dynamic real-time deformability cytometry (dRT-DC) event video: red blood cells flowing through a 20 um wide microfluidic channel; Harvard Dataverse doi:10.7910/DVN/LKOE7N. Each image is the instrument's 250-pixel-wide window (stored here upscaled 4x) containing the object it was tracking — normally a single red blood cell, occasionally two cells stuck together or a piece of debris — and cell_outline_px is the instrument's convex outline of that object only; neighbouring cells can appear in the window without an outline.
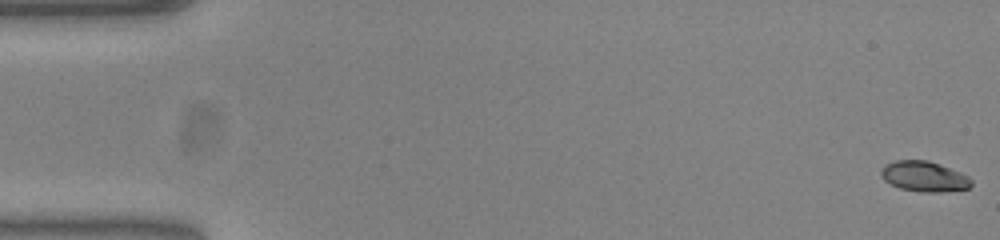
{"species": "common noctule bat (a hibernating species)", "species_latin": "Nyctalus noctula", "temperature_condition": "warm", "stored_images_in_passage": 15, "camera_frame_rate_fps": 3000, "um_per_image_px": 0.085, "animal": {"sex": "female", "body_mass_g": 23.0, "forearm_length_mm": 53.4}, "frame": {"image": 1, "passage_image": 1, "time_ms": 0.0, "image_size_px": [1000, 240], "cell_outline_px": [[972, 184], [968, 188], [940, 192], [920, 192], [900, 188], [884, 180], [880, 176], [880, 172], [884, 164], [896, 160], [928, 160], [960, 172], [968, 176], [972, 180]], "centroid_in_image_um": [78.53, 14.99], "position_along_channel_um": 6.5, "area_um2": 15.95}}
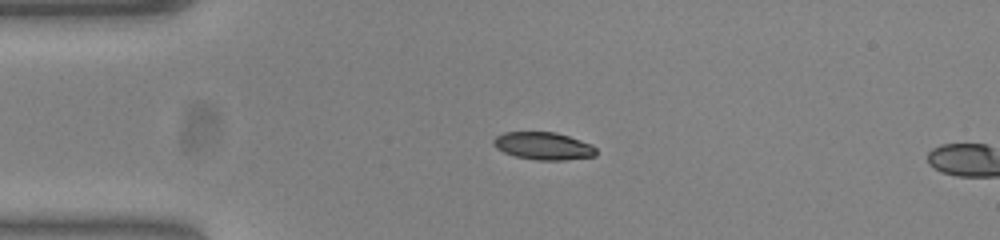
{"frame": {"image": 2, "passage_image": 13, "time_ms": 4.0, "image_size_px": [1000, 240], "cell_outline_px": [[596, 156], [564, 160], [536, 160], [516, 156], [504, 152], [496, 148], [492, 144], [492, 140], [496, 136], [504, 132], [556, 132], [592, 144], [596, 148]], "centroid_in_image_um": [46.18, 12.4], "position_along_channel_um": 38.8, "area_um2": 16.53}}